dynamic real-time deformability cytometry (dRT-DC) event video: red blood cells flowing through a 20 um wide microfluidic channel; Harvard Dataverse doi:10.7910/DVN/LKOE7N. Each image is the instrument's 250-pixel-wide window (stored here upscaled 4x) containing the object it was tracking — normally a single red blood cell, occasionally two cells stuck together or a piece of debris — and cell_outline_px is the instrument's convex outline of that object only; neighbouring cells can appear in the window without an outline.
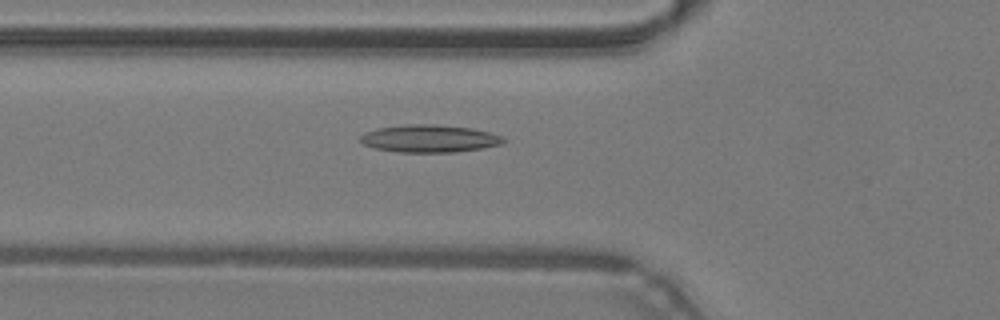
{"species": "common noctule bat (a hibernating species)", "species_latin": "Nyctalus noctula", "temperature_condition": "warm", "stored_images_in_passage": 48, "camera_frame_rate_fps": 3000, "um_per_image_px": 0.085, "animal": {"sex": "male", "body_mass_g": 19.2, "forearm_length_mm": 51.8}, "frame": {"image": 1, "passage_image": 17, "time_ms": 5.333, "image_size_px": [1000, 320], "cell_outline_px": [[508, 140], [500, 144], [480, 148], [456, 152], [400, 152], [376, 148], [364, 144], [360, 140], [360, 136], [364, 132], [376, 128], [408, 124], [436, 124], [472, 128], [504, 136]], "centroid_in_image_um": [36.51, 11.77], "position_along_channel_um": 89.3, "area_um2": 22.95}}
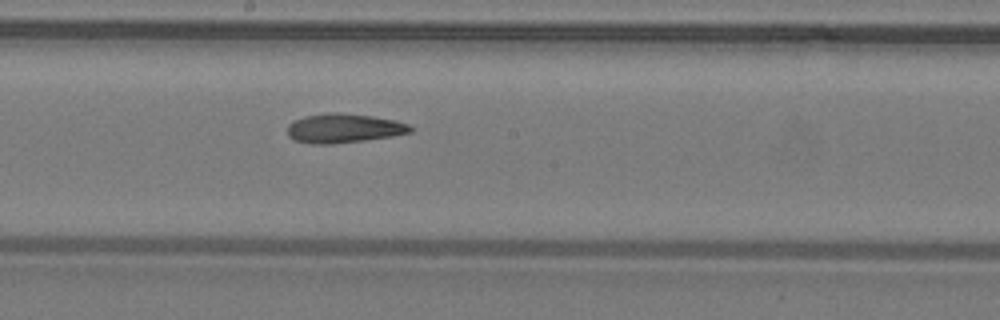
{"frame": {"image": 2, "passage_image": 26, "time_ms": 8.333, "image_size_px": [1000, 320], "cell_outline_px": [[412, 132], [392, 136], [364, 140], [328, 144], [312, 144], [292, 140], [288, 136], [288, 124], [292, 120], [304, 116], [332, 112], [336, 112], [372, 116], [396, 120], [408, 124], [412, 128]], "centroid_in_image_um": [29.18, 10.9], "position_along_channel_um": 219.0, "area_um2": 20.98}}
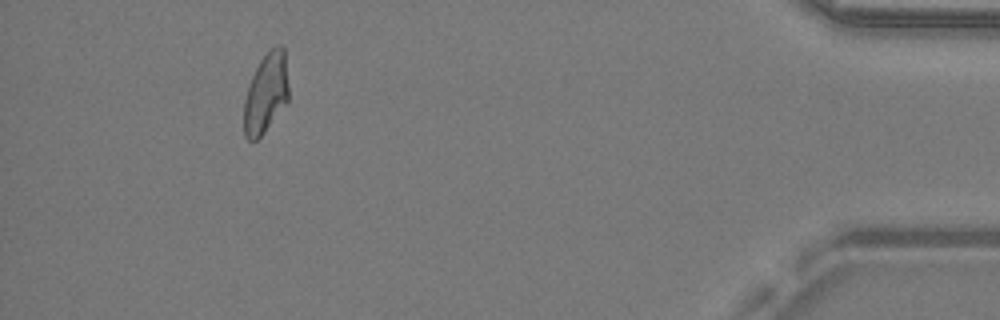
{"frame": {"image": 3, "passage_image": 44, "time_ms": 14.333, "image_size_px": [1000, 320], "cell_outline_px": [[288, 100], [264, 132], [256, 140], [248, 140], [244, 136], [244, 100], [252, 76], [260, 60], [276, 44], [280, 44], [284, 48], [288, 84]], "centroid_in_image_um": [22.6, 7.91], "position_along_channel_um": 412.6, "area_um2": 20.52}, "authors_computed_cell_mechanics": {"area_um2": 21.3571, "velocity_mm_per_s": 4.3004, "shape_relaxation_time_tau1_ms": null, "shape_relaxation_time_tau2_ms": 6.7043, "deformation_change_tau1": null, "deformation_change_tau2": 0.188}}